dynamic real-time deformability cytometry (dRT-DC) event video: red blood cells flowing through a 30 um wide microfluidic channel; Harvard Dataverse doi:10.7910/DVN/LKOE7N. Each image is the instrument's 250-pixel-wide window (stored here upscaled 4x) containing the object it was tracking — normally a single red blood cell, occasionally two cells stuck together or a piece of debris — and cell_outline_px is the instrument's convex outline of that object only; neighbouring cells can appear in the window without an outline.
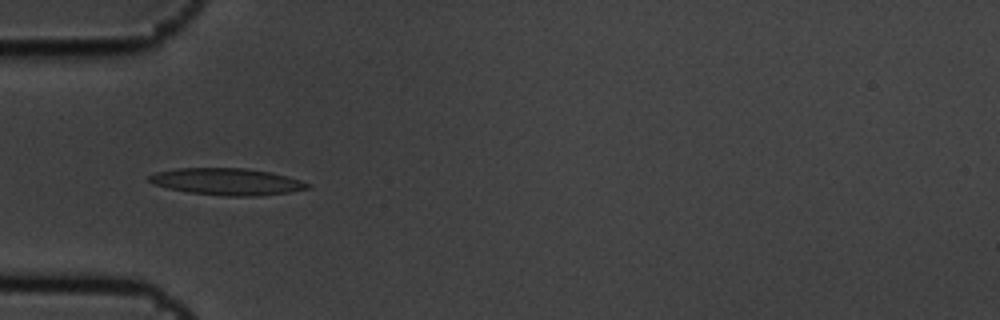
{"species": "common noctule bat (a hibernating species)", "species_latin": "Nyctalus noctula", "temperature_condition": "cold", "stored_images_in_passage": 6, "camera_frame_rate_fps": 3000, "um_per_image_px": 0.085, "animal": {"sex": "male", "body_mass_g": 19.5, "forearm_length_mm": 54.6}, "frame": {"image": 1, "passage_image": 3, "time_ms": 0.667, "image_size_px": [1000, 320], "cell_outline_px": [[312, 184], [308, 188], [288, 192], [260, 196], [224, 196], [188, 192], [168, 188], [152, 184], [148, 180], [148, 176], [156, 172], [176, 168], [244, 168], [272, 172], [288, 176]], "centroid_in_image_um": [19.29, 15.44], "position_along_channel_um": 65.7, "area_um2": 24.85}}
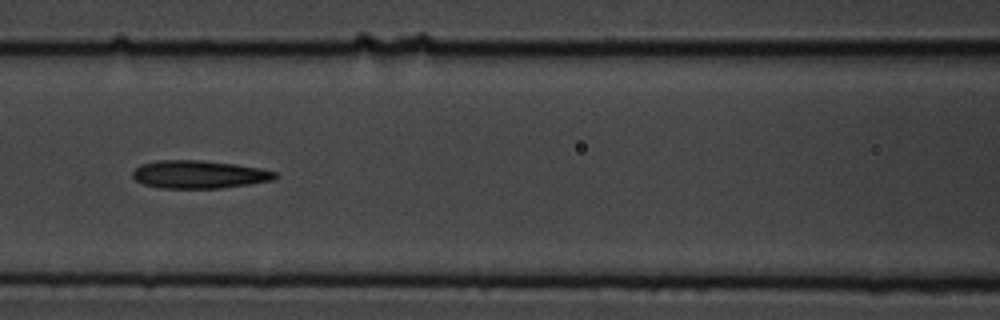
{"frame": {"image": 2, "passage_image": 5, "time_ms": 1.333, "image_size_px": [1000, 320], "cell_outline_px": [[280, 176], [272, 180], [248, 184], [220, 188], [160, 188], [144, 184], [136, 180], [132, 176], [132, 172], [140, 164], [156, 160], [200, 160], [236, 164], [260, 168], [276, 172]], "centroid_in_image_um": [16.91, 14.82], "position_along_channel_um": 149.7, "area_um2": 23.24}}
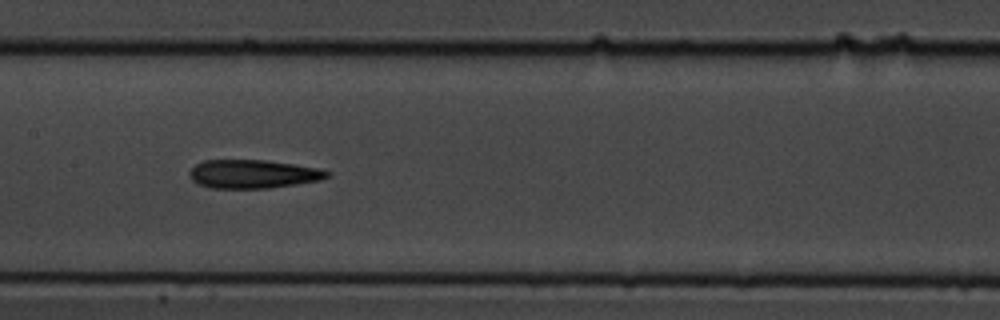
{"frame": {"image": 3, "passage_image": 6, "time_ms": 1.667, "image_size_px": [1000, 320], "cell_outline_px": [[332, 176], [320, 180], [296, 184], [268, 188], [212, 188], [200, 184], [192, 180], [188, 172], [196, 164], [204, 160], [264, 160], [320, 168], [332, 172]], "centroid_in_image_um": [21.55, 14.79], "position_along_channel_um": 185.9, "area_um2": 22.89}}